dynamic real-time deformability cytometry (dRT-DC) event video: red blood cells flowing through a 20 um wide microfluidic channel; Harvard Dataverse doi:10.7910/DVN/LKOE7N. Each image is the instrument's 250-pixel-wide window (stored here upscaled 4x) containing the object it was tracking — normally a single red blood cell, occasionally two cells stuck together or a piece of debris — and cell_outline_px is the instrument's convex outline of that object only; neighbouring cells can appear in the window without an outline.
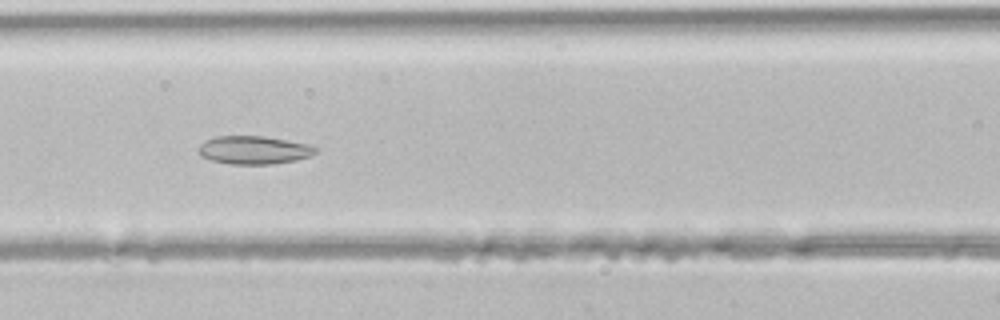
{"species": "common noctule bat (a hibernating species)", "species_latin": "Nyctalus noctula", "temperature_condition": "room temperature", "stored_images_in_passage": 42, "segment_of_instrument_passage": [1, 2], "camera_frame_rate_fps": 3000, "um_per_image_px": 0.085, "animal": {"sex": "male", "body_mass_g": 21.5, "forearm_length_mm": 52.0}, "frame": {"image": 1, "passage_image": 18, "time_ms": 5.667, "image_size_px": [1000, 320], "cell_outline_px": [[316, 152], [312, 156], [296, 160], [272, 164], [228, 164], [212, 160], [200, 156], [196, 152], [200, 144], [204, 140], [216, 136], [264, 136], [288, 140], [308, 144], [316, 148]], "centroid_in_image_um": [21.54, 12.75], "position_along_channel_um": 145.1, "area_um2": 19.42}}
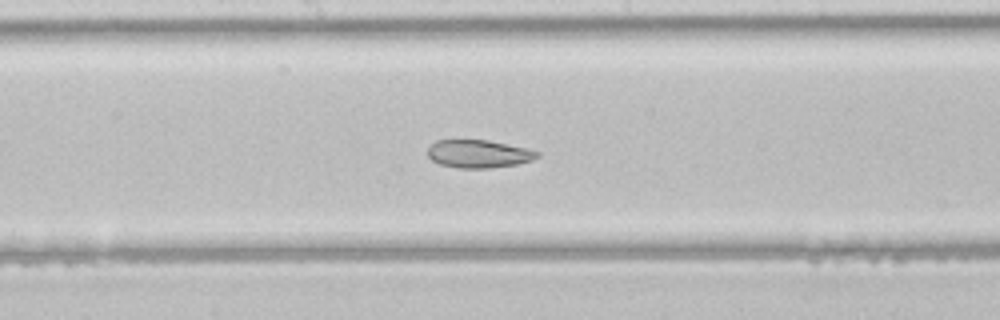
{"frame": {"image": 2, "passage_image": 22, "time_ms": 7.0, "image_size_px": [1000, 320], "cell_outline_px": [[540, 156], [532, 160], [516, 164], [492, 168], [456, 168], [440, 164], [432, 160], [428, 156], [428, 148], [436, 140], [488, 140], [524, 148], [540, 152]], "centroid_in_image_um": [40.67, 13.08], "position_along_channel_um": 207.5, "area_um2": 17.74}}
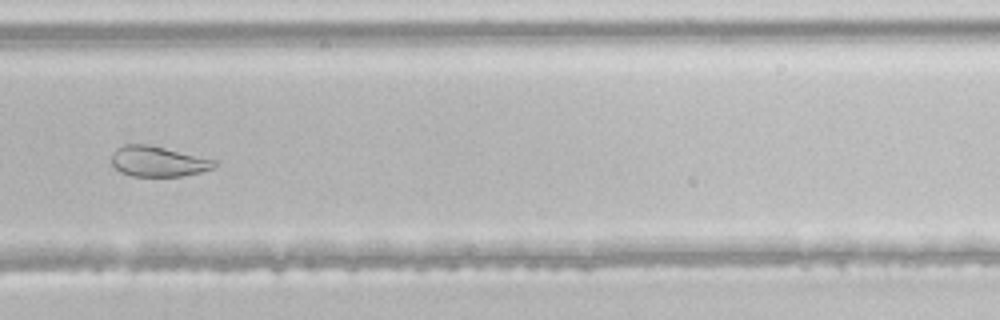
{"frame": {"image": 3, "passage_image": 29, "time_ms": 9.333, "image_size_px": [1000, 320], "cell_outline_px": [[220, 160], [212, 168], [200, 172], [180, 176], [132, 176], [120, 172], [112, 164], [112, 152], [116, 148], [124, 144], [148, 144]], "centroid_in_image_um": [13.45, 13.7], "position_along_channel_um": 316.4, "area_um2": 18.38}}